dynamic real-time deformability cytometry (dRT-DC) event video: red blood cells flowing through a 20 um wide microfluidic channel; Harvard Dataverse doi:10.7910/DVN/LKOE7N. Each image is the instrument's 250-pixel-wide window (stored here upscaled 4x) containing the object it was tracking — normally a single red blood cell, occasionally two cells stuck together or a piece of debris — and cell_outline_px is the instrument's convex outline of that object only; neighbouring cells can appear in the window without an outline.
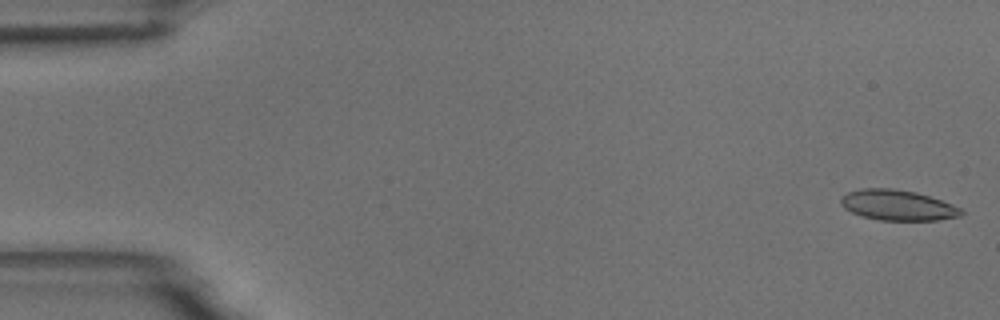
{"species": "common noctule bat (a hibernating species)", "species_latin": "Nyctalus noctula", "temperature_condition": "room temperature", "stored_images_in_passage": 10, "camera_frame_rate_fps": 3000, "um_per_image_px": 0.085, "animal": {"sex": "male", "body_mass_g": 18.8}, "frame": {"image": 1, "passage_image": 1, "time_ms": 0.0, "image_size_px": [1000, 320], "cell_outline_px": [[964, 212], [960, 216], [936, 220], [880, 220], [864, 216], [852, 212], [844, 208], [840, 204], [840, 196], [848, 192], [860, 188], [892, 188], [916, 192], [952, 204], [960, 208]], "centroid_in_image_um": [76.26, 17.43], "position_along_channel_um": 8.7, "area_um2": 21.27}}